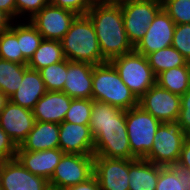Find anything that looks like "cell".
Instances as JSON below:
<instances>
[{
	"label": "cell",
	"mask_w": 190,
	"mask_h": 190,
	"mask_svg": "<svg viewBox=\"0 0 190 190\" xmlns=\"http://www.w3.org/2000/svg\"><path fill=\"white\" fill-rule=\"evenodd\" d=\"M89 127L94 138V156L137 159L131 152L125 110L93 100Z\"/></svg>",
	"instance_id": "6da1fadb"
},
{
	"label": "cell",
	"mask_w": 190,
	"mask_h": 190,
	"mask_svg": "<svg viewBox=\"0 0 190 190\" xmlns=\"http://www.w3.org/2000/svg\"><path fill=\"white\" fill-rule=\"evenodd\" d=\"M86 15L94 25L103 63L134 50L127 38L118 1H94Z\"/></svg>",
	"instance_id": "7a4b0ae2"
},
{
	"label": "cell",
	"mask_w": 190,
	"mask_h": 190,
	"mask_svg": "<svg viewBox=\"0 0 190 190\" xmlns=\"http://www.w3.org/2000/svg\"><path fill=\"white\" fill-rule=\"evenodd\" d=\"M66 59L92 65L103 63L95 28L87 15H78L61 40Z\"/></svg>",
	"instance_id": "3957f363"
},
{
	"label": "cell",
	"mask_w": 190,
	"mask_h": 190,
	"mask_svg": "<svg viewBox=\"0 0 190 190\" xmlns=\"http://www.w3.org/2000/svg\"><path fill=\"white\" fill-rule=\"evenodd\" d=\"M92 99L125 111L138 106V99L110 61L93 66Z\"/></svg>",
	"instance_id": "277c9868"
},
{
	"label": "cell",
	"mask_w": 190,
	"mask_h": 190,
	"mask_svg": "<svg viewBox=\"0 0 190 190\" xmlns=\"http://www.w3.org/2000/svg\"><path fill=\"white\" fill-rule=\"evenodd\" d=\"M110 62L137 99L156 84V75L150 67L147 57L135 50L118 56Z\"/></svg>",
	"instance_id": "5b68a950"
},
{
	"label": "cell",
	"mask_w": 190,
	"mask_h": 190,
	"mask_svg": "<svg viewBox=\"0 0 190 190\" xmlns=\"http://www.w3.org/2000/svg\"><path fill=\"white\" fill-rule=\"evenodd\" d=\"M186 138L187 134L177 120L161 123L154 136L151 151L143 159L156 165L175 166Z\"/></svg>",
	"instance_id": "8992f818"
},
{
	"label": "cell",
	"mask_w": 190,
	"mask_h": 190,
	"mask_svg": "<svg viewBox=\"0 0 190 190\" xmlns=\"http://www.w3.org/2000/svg\"><path fill=\"white\" fill-rule=\"evenodd\" d=\"M125 119L131 152L138 159L144 158L151 151L161 122L139 105L126 110Z\"/></svg>",
	"instance_id": "52a82bcc"
},
{
	"label": "cell",
	"mask_w": 190,
	"mask_h": 190,
	"mask_svg": "<svg viewBox=\"0 0 190 190\" xmlns=\"http://www.w3.org/2000/svg\"><path fill=\"white\" fill-rule=\"evenodd\" d=\"M124 28L129 42L135 47L145 36L150 23L162 9L161 0H119Z\"/></svg>",
	"instance_id": "ba28073f"
},
{
	"label": "cell",
	"mask_w": 190,
	"mask_h": 190,
	"mask_svg": "<svg viewBox=\"0 0 190 190\" xmlns=\"http://www.w3.org/2000/svg\"><path fill=\"white\" fill-rule=\"evenodd\" d=\"M94 155L64 153L49 180V185L67 188L93 176Z\"/></svg>",
	"instance_id": "9c48e42d"
},
{
	"label": "cell",
	"mask_w": 190,
	"mask_h": 190,
	"mask_svg": "<svg viewBox=\"0 0 190 190\" xmlns=\"http://www.w3.org/2000/svg\"><path fill=\"white\" fill-rule=\"evenodd\" d=\"M78 15L50 2L29 21L44 39L61 41Z\"/></svg>",
	"instance_id": "30bf717a"
},
{
	"label": "cell",
	"mask_w": 190,
	"mask_h": 190,
	"mask_svg": "<svg viewBox=\"0 0 190 190\" xmlns=\"http://www.w3.org/2000/svg\"><path fill=\"white\" fill-rule=\"evenodd\" d=\"M180 103L181 96L160 87L157 83L138 99V105L161 123L178 119Z\"/></svg>",
	"instance_id": "8fae6325"
},
{
	"label": "cell",
	"mask_w": 190,
	"mask_h": 190,
	"mask_svg": "<svg viewBox=\"0 0 190 190\" xmlns=\"http://www.w3.org/2000/svg\"><path fill=\"white\" fill-rule=\"evenodd\" d=\"M101 190H129V160L94 156V172Z\"/></svg>",
	"instance_id": "7c38bea8"
},
{
	"label": "cell",
	"mask_w": 190,
	"mask_h": 190,
	"mask_svg": "<svg viewBox=\"0 0 190 190\" xmlns=\"http://www.w3.org/2000/svg\"><path fill=\"white\" fill-rule=\"evenodd\" d=\"M2 190H45L49 181L28 171L16 158L0 161Z\"/></svg>",
	"instance_id": "4fadbf2b"
},
{
	"label": "cell",
	"mask_w": 190,
	"mask_h": 190,
	"mask_svg": "<svg viewBox=\"0 0 190 190\" xmlns=\"http://www.w3.org/2000/svg\"><path fill=\"white\" fill-rule=\"evenodd\" d=\"M176 24L162 8L150 23L145 36L134 47L144 56L172 45Z\"/></svg>",
	"instance_id": "5bb4252c"
},
{
	"label": "cell",
	"mask_w": 190,
	"mask_h": 190,
	"mask_svg": "<svg viewBox=\"0 0 190 190\" xmlns=\"http://www.w3.org/2000/svg\"><path fill=\"white\" fill-rule=\"evenodd\" d=\"M35 117L33 111L8 101L0 112V126L17 146L26 139L33 129Z\"/></svg>",
	"instance_id": "9a60e30c"
},
{
	"label": "cell",
	"mask_w": 190,
	"mask_h": 190,
	"mask_svg": "<svg viewBox=\"0 0 190 190\" xmlns=\"http://www.w3.org/2000/svg\"><path fill=\"white\" fill-rule=\"evenodd\" d=\"M59 148L64 153L94 155V138L89 125L60 123Z\"/></svg>",
	"instance_id": "2e32d148"
},
{
	"label": "cell",
	"mask_w": 190,
	"mask_h": 190,
	"mask_svg": "<svg viewBox=\"0 0 190 190\" xmlns=\"http://www.w3.org/2000/svg\"><path fill=\"white\" fill-rule=\"evenodd\" d=\"M93 66L67 59V76L62 91L72 99H92Z\"/></svg>",
	"instance_id": "e0dca14e"
},
{
	"label": "cell",
	"mask_w": 190,
	"mask_h": 190,
	"mask_svg": "<svg viewBox=\"0 0 190 190\" xmlns=\"http://www.w3.org/2000/svg\"><path fill=\"white\" fill-rule=\"evenodd\" d=\"M72 98L63 91H47L35 104V121L60 124L70 108Z\"/></svg>",
	"instance_id": "ac0fdd59"
},
{
	"label": "cell",
	"mask_w": 190,
	"mask_h": 190,
	"mask_svg": "<svg viewBox=\"0 0 190 190\" xmlns=\"http://www.w3.org/2000/svg\"><path fill=\"white\" fill-rule=\"evenodd\" d=\"M64 152L60 148L42 151H17L16 159L32 174L51 179Z\"/></svg>",
	"instance_id": "d6986e66"
},
{
	"label": "cell",
	"mask_w": 190,
	"mask_h": 190,
	"mask_svg": "<svg viewBox=\"0 0 190 190\" xmlns=\"http://www.w3.org/2000/svg\"><path fill=\"white\" fill-rule=\"evenodd\" d=\"M18 87L9 100L30 110H33L38 100L47 92L40 72L29 67L25 70L23 80Z\"/></svg>",
	"instance_id": "ffe728a7"
},
{
	"label": "cell",
	"mask_w": 190,
	"mask_h": 190,
	"mask_svg": "<svg viewBox=\"0 0 190 190\" xmlns=\"http://www.w3.org/2000/svg\"><path fill=\"white\" fill-rule=\"evenodd\" d=\"M59 148V124L35 121L33 129L17 151H42Z\"/></svg>",
	"instance_id": "44dd1931"
},
{
	"label": "cell",
	"mask_w": 190,
	"mask_h": 190,
	"mask_svg": "<svg viewBox=\"0 0 190 190\" xmlns=\"http://www.w3.org/2000/svg\"><path fill=\"white\" fill-rule=\"evenodd\" d=\"M160 165L143 158L129 160V190H156Z\"/></svg>",
	"instance_id": "7402d4cb"
},
{
	"label": "cell",
	"mask_w": 190,
	"mask_h": 190,
	"mask_svg": "<svg viewBox=\"0 0 190 190\" xmlns=\"http://www.w3.org/2000/svg\"><path fill=\"white\" fill-rule=\"evenodd\" d=\"M156 83L173 94L182 96L190 88V62L161 72Z\"/></svg>",
	"instance_id": "603a6c76"
},
{
	"label": "cell",
	"mask_w": 190,
	"mask_h": 190,
	"mask_svg": "<svg viewBox=\"0 0 190 190\" xmlns=\"http://www.w3.org/2000/svg\"><path fill=\"white\" fill-rule=\"evenodd\" d=\"M64 59L61 41L43 39L33 57L29 60L28 67L39 71Z\"/></svg>",
	"instance_id": "cb8c5ba5"
},
{
	"label": "cell",
	"mask_w": 190,
	"mask_h": 190,
	"mask_svg": "<svg viewBox=\"0 0 190 190\" xmlns=\"http://www.w3.org/2000/svg\"><path fill=\"white\" fill-rule=\"evenodd\" d=\"M10 29L16 34L23 57L29 62L44 38L29 20L24 23L18 21V25L13 21Z\"/></svg>",
	"instance_id": "d4e9b609"
},
{
	"label": "cell",
	"mask_w": 190,
	"mask_h": 190,
	"mask_svg": "<svg viewBox=\"0 0 190 190\" xmlns=\"http://www.w3.org/2000/svg\"><path fill=\"white\" fill-rule=\"evenodd\" d=\"M146 57L156 77L161 72L174 67L184 66L188 63L184 56L172 45L152 52Z\"/></svg>",
	"instance_id": "484cf974"
},
{
	"label": "cell",
	"mask_w": 190,
	"mask_h": 190,
	"mask_svg": "<svg viewBox=\"0 0 190 190\" xmlns=\"http://www.w3.org/2000/svg\"><path fill=\"white\" fill-rule=\"evenodd\" d=\"M28 65L0 59V91L8 98L19 88Z\"/></svg>",
	"instance_id": "4316f807"
},
{
	"label": "cell",
	"mask_w": 190,
	"mask_h": 190,
	"mask_svg": "<svg viewBox=\"0 0 190 190\" xmlns=\"http://www.w3.org/2000/svg\"><path fill=\"white\" fill-rule=\"evenodd\" d=\"M156 190H190V177L176 166H161Z\"/></svg>",
	"instance_id": "83f0119b"
},
{
	"label": "cell",
	"mask_w": 190,
	"mask_h": 190,
	"mask_svg": "<svg viewBox=\"0 0 190 190\" xmlns=\"http://www.w3.org/2000/svg\"><path fill=\"white\" fill-rule=\"evenodd\" d=\"M47 91H62L67 76V59L39 70Z\"/></svg>",
	"instance_id": "f1b7e54d"
},
{
	"label": "cell",
	"mask_w": 190,
	"mask_h": 190,
	"mask_svg": "<svg viewBox=\"0 0 190 190\" xmlns=\"http://www.w3.org/2000/svg\"><path fill=\"white\" fill-rule=\"evenodd\" d=\"M0 59L28 65L20 50L17 36L10 28L0 33Z\"/></svg>",
	"instance_id": "f546056e"
},
{
	"label": "cell",
	"mask_w": 190,
	"mask_h": 190,
	"mask_svg": "<svg viewBox=\"0 0 190 190\" xmlns=\"http://www.w3.org/2000/svg\"><path fill=\"white\" fill-rule=\"evenodd\" d=\"M93 99H72L64 121L74 124L89 125Z\"/></svg>",
	"instance_id": "4dcf8cb0"
},
{
	"label": "cell",
	"mask_w": 190,
	"mask_h": 190,
	"mask_svg": "<svg viewBox=\"0 0 190 190\" xmlns=\"http://www.w3.org/2000/svg\"><path fill=\"white\" fill-rule=\"evenodd\" d=\"M162 8L176 25L190 24V0H161Z\"/></svg>",
	"instance_id": "1f68e13d"
},
{
	"label": "cell",
	"mask_w": 190,
	"mask_h": 190,
	"mask_svg": "<svg viewBox=\"0 0 190 190\" xmlns=\"http://www.w3.org/2000/svg\"><path fill=\"white\" fill-rule=\"evenodd\" d=\"M172 46L190 62V24L175 26Z\"/></svg>",
	"instance_id": "d6a6232c"
},
{
	"label": "cell",
	"mask_w": 190,
	"mask_h": 190,
	"mask_svg": "<svg viewBox=\"0 0 190 190\" xmlns=\"http://www.w3.org/2000/svg\"><path fill=\"white\" fill-rule=\"evenodd\" d=\"M50 0H15L16 3V17L19 19L21 15H27L28 20L37 14L43 7H45ZM19 15V16H18Z\"/></svg>",
	"instance_id": "836d02e7"
},
{
	"label": "cell",
	"mask_w": 190,
	"mask_h": 190,
	"mask_svg": "<svg viewBox=\"0 0 190 190\" xmlns=\"http://www.w3.org/2000/svg\"><path fill=\"white\" fill-rule=\"evenodd\" d=\"M54 6L70 10L77 15H86L92 7L93 0H50Z\"/></svg>",
	"instance_id": "e575fe53"
},
{
	"label": "cell",
	"mask_w": 190,
	"mask_h": 190,
	"mask_svg": "<svg viewBox=\"0 0 190 190\" xmlns=\"http://www.w3.org/2000/svg\"><path fill=\"white\" fill-rule=\"evenodd\" d=\"M18 146L0 126V161L16 158Z\"/></svg>",
	"instance_id": "d590c367"
},
{
	"label": "cell",
	"mask_w": 190,
	"mask_h": 190,
	"mask_svg": "<svg viewBox=\"0 0 190 190\" xmlns=\"http://www.w3.org/2000/svg\"><path fill=\"white\" fill-rule=\"evenodd\" d=\"M180 113L177 121L187 134L190 131V88L181 96Z\"/></svg>",
	"instance_id": "8d00e7d4"
},
{
	"label": "cell",
	"mask_w": 190,
	"mask_h": 190,
	"mask_svg": "<svg viewBox=\"0 0 190 190\" xmlns=\"http://www.w3.org/2000/svg\"><path fill=\"white\" fill-rule=\"evenodd\" d=\"M175 166L190 177V140L188 138L183 144L178 163Z\"/></svg>",
	"instance_id": "74e56055"
},
{
	"label": "cell",
	"mask_w": 190,
	"mask_h": 190,
	"mask_svg": "<svg viewBox=\"0 0 190 190\" xmlns=\"http://www.w3.org/2000/svg\"><path fill=\"white\" fill-rule=\"evenodd\" d=\"M64 190H101L97 178L93 175L87 181L73 185Z\"/></svg>",
	"instance_id": "f35d334b"
},
{
	"label": "cell",
	"mask_w": 190,
	"mask_h": 190,
	"mask_svg": "<svg viewBox=\"0 0 190 190\" xmlns=\"http://www.w3.org/2000/svg\"><path fill=\"white\" fill-rule=\"evenodd\" d=\"M0 10L6 13L13 21L16 18L15 0H0Z\"/></svg>",
	"instance_id": "ab89813d"
},
{
	"label": "cell",
	"mask_w": 190,
	"mask_h": 190,
	"mask_svg": "<svg viewBox=\"0 0 190 190\" xmlns=\"http://www.w3.org/2000/svg\"><path fill=\"white\" fill-rule=\"evenodd\" d=\"M13 20L3 11L0 10V33L10 28Z\"/></svg>",
	"instance_id": "60d3db41"
},
{
	"label": "cell",
	"mask_w": 190,
	"mask_h": 190,
	"mask_svg": "<svg viewBox=\"0 0 190 190\" xmlns=\"http://www.w3.org/2000/svg\"><path fill=\"white\" fill-rule=\"evenodd\" d=\"M8 101L9 98L0 91V112L4 109Z\"/></svg>",
	"instance_id": "b9f144b4"
},
{
	"label": "cell",
	"mask_w": 190,
	"mask_h": 190,
	"mask_svg": "<svg viewBox=\"0 0 190 190\" xmlns=\"http://www.w3.org/2000/svg\"><path fill=\"white\" fill-rule=\"evenodd\" d=\"M45 190H64V189L59 188V187H55V186H52V185H48Z\"/></svg>",
	"instance_id": "7bdbcfd3"
},
{
	"label": "cell",
	"mask_w": 190,
	"mask_h": 190,
	"mask_svg": "<svg viewBox=\"0 0 190 190\" xmlns=\"http://www.w3.org/2000/svg\"><path fill=\"white\" fill-rule=\"evenodd\" d=\"M187 138L190 140V131L187 133Z\"/></svg>",
	"instance_id": "ee69618b"
}]
</instances>
